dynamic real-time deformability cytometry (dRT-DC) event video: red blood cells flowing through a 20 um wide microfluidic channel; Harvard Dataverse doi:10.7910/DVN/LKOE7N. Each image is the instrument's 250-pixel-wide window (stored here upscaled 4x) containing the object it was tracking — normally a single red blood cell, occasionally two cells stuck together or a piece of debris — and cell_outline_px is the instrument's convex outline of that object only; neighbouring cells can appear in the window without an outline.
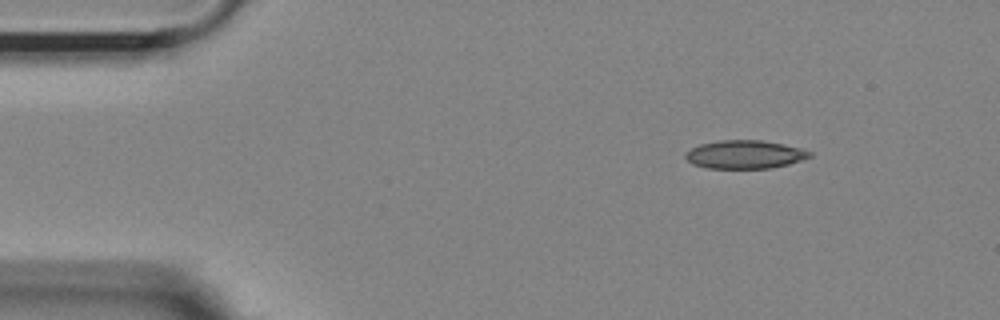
{"species": "Egyptian fruit bat (a non-hibernating species)", "species_latin": "Rousettus aegyptiacus", "temperature_condition": "room temperature", "stored_images_in_passage": 48, "camera_frame_rate_fps": 3000, "um_per_image_px": 0.085, "animal": {"sex": "female"}, "frame": {"image": 1, "passage_image": 1, "time_ms": 0.0, "image_size_px": [1000, 320], "cell_outline_px": [[812, 156], [788, 164], [772, 168], [708, 168], [692, 164], [684, 156], [684, 152], [700, 144], [720, 140], [760, 140], [784, 144], [800, 148], [812, 152]], "centroid_in_image_um": [63.29, 13.13], "position_along_channel_um": 21.7, "area_um2": 20.46}}
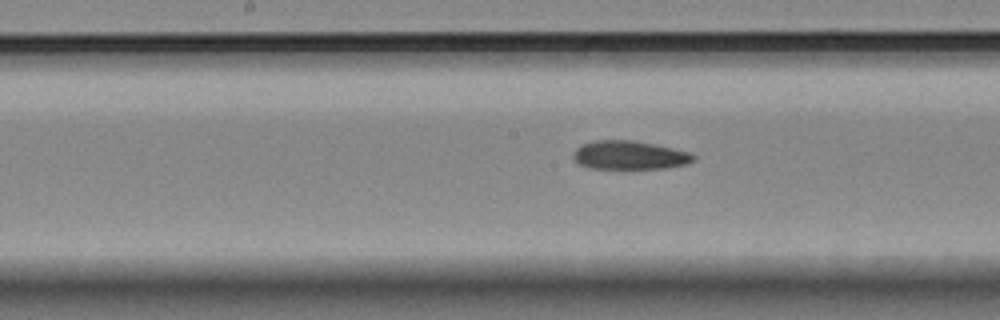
{"frame": {"image": 2, "passage_image": 21, "time_ms": 6.667, "image_size_px": [1000, 320], "cell_outline_px": [[696, 160], [688, 164], [664, 168], [588, 168], [580, 164], [572, 156], [572, 152], [580, 144], [592, 140], [632, 140], [672, 148], [688, 152], [696, 156]], "centroid_in_image_um": [53.48, 13.18], "position_along_channel_um": 194.7, "area_um2": 20.06}}
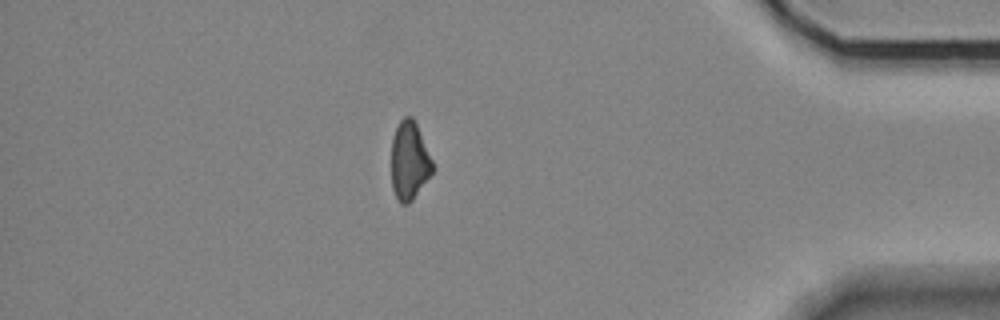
{"frame": {"image": 3, "passage_image": 41, "time_ms": 13.333, "image_size_px": [1000, 320], "cell_outline_px": [[432, 172], [412, 200], [408, 204], [400, 204], [392, 188], [392, 136], [400, 120], [404, 116], [412, 116], [416, 124], [432, 160]], "centroid_in_image_um": [34.77, 13.66], "position_along_channel_um": 400.4, "area_um2": 18.44}, "authors_computed_cell_mechanics": {"area_um2": 20.3456, "velocity_mm_per_s": 3.6594, "shape_relaxation_time_tau1_ms": null, "shape_relaxation_time_tau2_ms": 8.7812, "deformation_change_tau1": null, "deformation_change_tau2": 0.187}}